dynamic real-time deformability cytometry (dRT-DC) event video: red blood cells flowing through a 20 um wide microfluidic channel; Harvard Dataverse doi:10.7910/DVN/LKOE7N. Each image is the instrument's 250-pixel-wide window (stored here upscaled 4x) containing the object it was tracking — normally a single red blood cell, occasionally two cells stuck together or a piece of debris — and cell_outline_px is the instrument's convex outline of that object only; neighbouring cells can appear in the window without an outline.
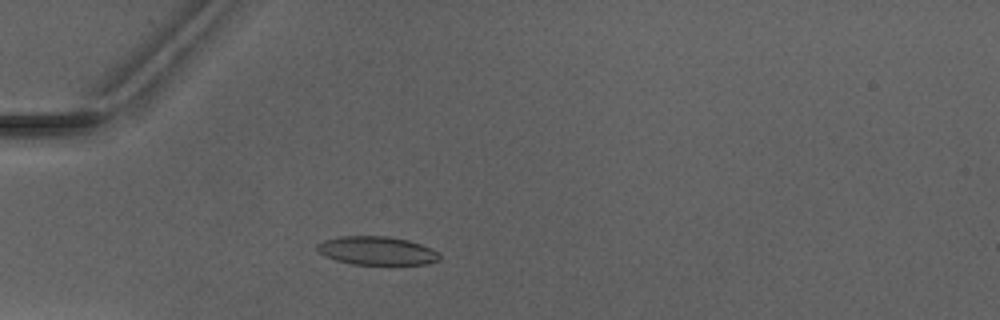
{"species": "Egyptian fruit bat (a non-hibernating species)", "species_latin": "Rousettus aegyptiacus", "temperature_condition": "warm", "stored_images_in_passage": 4, "camera_frame_rate_fps": 3000, "um_per_image_px": 0.085, "animal": {"sex": "male"}, "frame": {"image": 1, "passage_image": 4, "time_ms": 4.0, "image_size_px": [1000, 320], "cell_outline_px": [[440, 260], [424, 264], [352, 264], [336, 260], [324, 256], [316, 248], [316, 244], [324, 240], [340, 236], [384, 236], [408, 240], [420, 244], [436, 252], [440, 256]], "centroid_in_image_um": [31.98, 21.31], "position_along_channel_um": 53.0, "area_um2": 20.06}}